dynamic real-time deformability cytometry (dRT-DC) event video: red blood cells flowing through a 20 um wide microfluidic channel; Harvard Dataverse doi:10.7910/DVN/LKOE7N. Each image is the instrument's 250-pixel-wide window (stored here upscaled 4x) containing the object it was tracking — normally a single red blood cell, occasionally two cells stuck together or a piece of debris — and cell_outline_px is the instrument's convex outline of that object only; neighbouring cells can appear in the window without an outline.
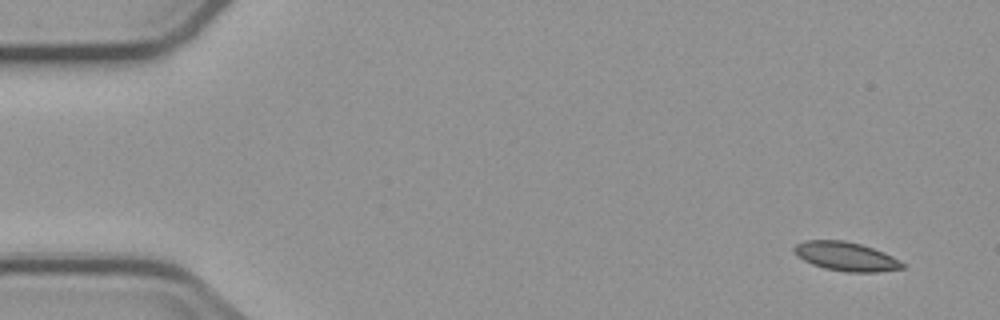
{"species": "common noctule bat (a hibernating species)", "species_latin": "Nyctalus noctula", "temperature_condition": "cold", "stored_images_in_passage": 4, "camera_frame_rate_fps": 3000, "um_per_image_px": 0.085, "animal": {"sex": "male", "body_mass_g": 23.1, "forearm_length_mm": 52.7}, "frame": {"image": 1, "passage_image": 1, "time_ms": 0.0, "image_size_px": [1000, 320], "cell_outline_px": [[904, 268], [880, 272], [848, 272], [824, 268], [812, 264], [796, 256], [792, 248], [796, 244], [804, 240], [844, 240], [860, 244], [884, 252], [900, 260], [904, 264]], "centroid_in_image_um": [71.89, 21.79], "position_along_channel_um": 13.1, "area_um2": 18.32}}
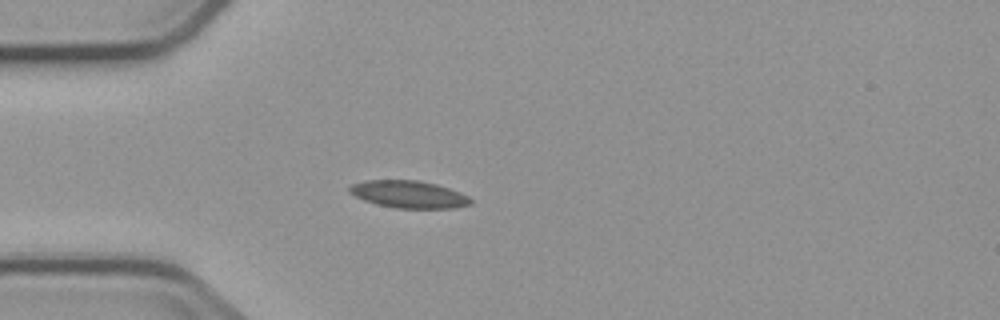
{"frame": {"image": 2, "passage_image": 4, "time_ms": 4.0, "image_size_px": [1000, 320], "cell_outline_px": [[472, 204], [456, 208], [396, 208], [376, 204], [364, 200], [348, 192], [348, 188], [352, 184], [364, 180], [420, 180], [436, 184], [460, 192], [468, 196], [472, 200]], "centroid_in_image_um": [34.75, 16.51], "position_along_channel_um": 50.3, "area_um2": 19.36}}